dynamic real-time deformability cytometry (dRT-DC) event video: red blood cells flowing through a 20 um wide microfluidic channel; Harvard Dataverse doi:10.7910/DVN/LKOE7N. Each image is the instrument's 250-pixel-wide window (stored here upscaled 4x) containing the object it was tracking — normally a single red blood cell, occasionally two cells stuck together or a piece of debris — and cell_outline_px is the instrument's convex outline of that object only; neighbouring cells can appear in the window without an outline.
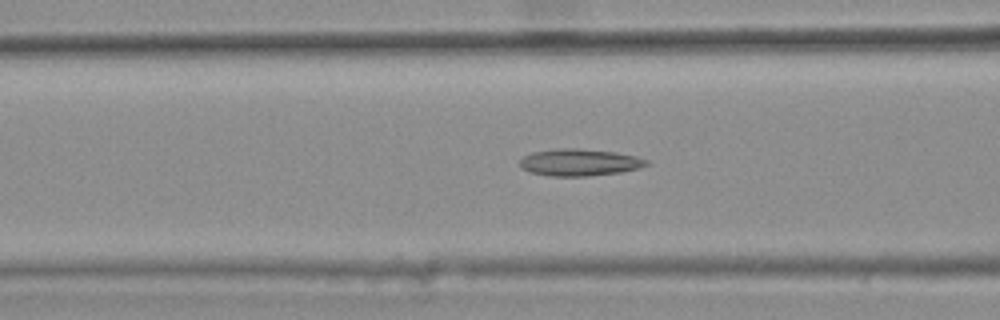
{"species": "common noctule bat (a hibernating species)", "species_latin": "Nyctalus noctula", "temperature_condition": "warm", "stored_images_in_passage": 46, "camera_frame_rate_fps": 3000, "um_per_image_px": 0.085, "animal": {"sex": "female", "body_mass_g": 25.1}, "frame": {"image": 1, "passage_image": 21, "time_ms": 6.667, "image_size_px": [1000, 320], "cell_outline_px": [[648, 164], [640, 168], [620, 172], [588, 176], [548, 176], [528, 172], [520, 168], [520, 160], [524, 156], [532, 152], [556, 148], [576, 148], [612, 152], [636, 156], [648, 160]], "centroid_in_image_um": [49.21, 13.81], "position_along_channel_um": 117.4, "area_um2": 19.94}}
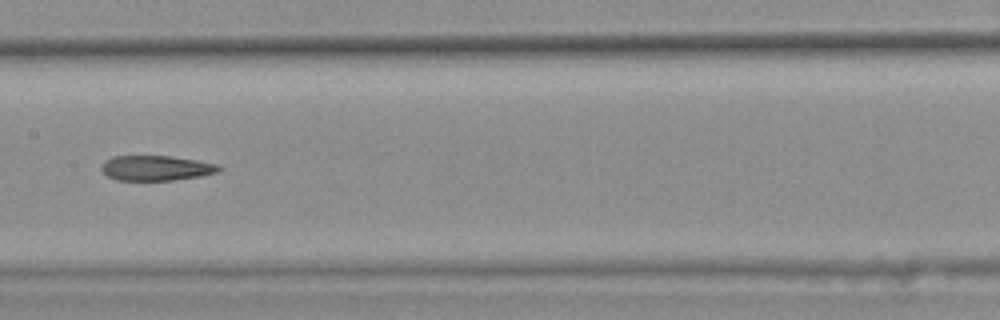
{"frame": {"image": 2, "passage_image": 27, "time_ms": 8.667, "image_size_px": [1000, 320], "cell_outline_px": [[224, 168], [216, 172], [200, 176], [172, 180], [116, 180], [108, 176], [100, 168], [104, 160], [112, 156], [168, 156], [196, 160], [220, 164]], "centroid_in_image_um": [13.27, 14.28], "position_along_channel_um": 194.1, "area_um2": 17.17}}
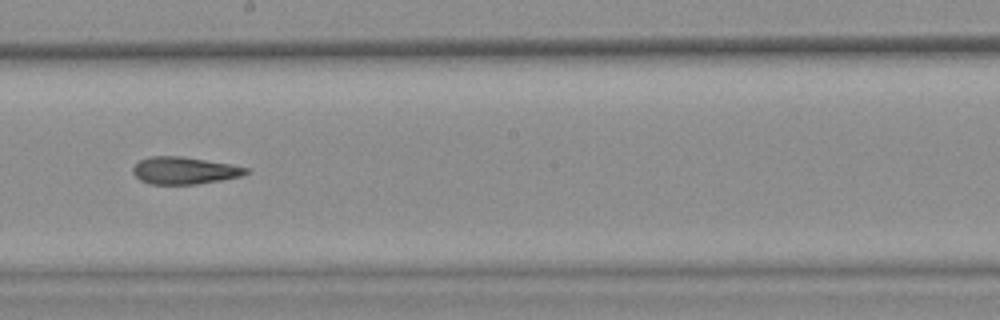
{"frame": {"image": 3, "passage_image": 30, "time_ms": 9.667, "image_size_px": [1000, 320], "cell_outline_px": [[248, 172], [240, 176], [220, 180], [196, 184], [148, 184], [140, 180], [132, 172], [132, 168], [140, 160], [148, 156], [184, 156], [228, 164], [248, 168]], "centroid_in_image_um": [15.61, 14.49], "position_along_channel_um": 232.6, "area_um2": 17.8}, "authors_computed_cell_mechanics": {"area_um2": 18.8428, "velocity_mm_per_s": 3.8423, "shape_relaxation_time_tau1_ms": null, "shape_relaxation_time_tau2_ms": 4.4305, "deformation_change_tau1": null, "deformation_change_tau2": 0.1659}}